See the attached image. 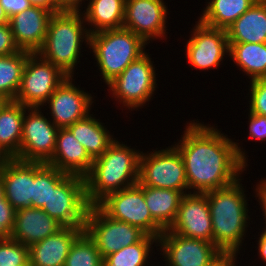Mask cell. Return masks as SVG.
Segmentation results:
<instances>
[{"label": "cell", "mask_w": 266, "mask_h": 266, "mask_svg": "<svg viewBox=\"0 0 266 266\" xmlns=\"http://www.w3.org/2000/svg\"><path fill=\"white\" fill-rule=\"evenodd\" d=\"M97 206L110 218L136 226L147 235L159 238L164 232L153 220L144 200V186L139 182L108 194Z\"/></svg>", "instance_id": "9c48e42d"}, {"label": "cell", "mask_w": 266, "mask_h": 266, "mask_svg": "<svg viewBox=\"0 0 266 266\" xmlns=\"http://www.w3.org/2000/svg\"><path fill=\"white\" fill-rule=\"evenodd\" d=\"M83 232L84 228L62 227L30 245L29 266H64L72 244Z\"/></svg>", "instance_id": "ffe728a7"}, {"label": "cell", "mask_w": 266, "mask_h": 266, "mask_svg": "<svg viewBox=\"0 0 266 266\" xmlns=\"http://www.w3.org/2000/svg\"><path fill=\"white\" fill-rule=\"evenodd\" d=\"M167 8L163 0H126L123 28L132 31L147 44L152 39L165 38Z\"/></svg>", "instance_id": "9a60e30c"}, {"label": "cell", "mask_w": 266, "mask_h": 266, "mask_svg": "<svg viewBox=\"0 0 266 266\" xmlns=\"http://www.w3.org/2000/svg\"><path fill=\"white\" fill-rule=\"evenodd\" d=\"M237 257L225 254L214 266H236Z\"/></svg>", "instance_id": "ee69618b"}, {"label": "cell", "mask_w": 266, "mask_h": 266, "mask_svg": "<svg viewBox=\"0 0 266 266\" xmlns=\"http://www.w3.org/2000/svg\"><path fill=\"white\" fill-rule=\"evenodd\" d=\"M257 241L259 256L266 263V232H261L260 237Z\"/></svg>", "instance_id": "7bdbcfd3"}, {"label": "cell", "mask_w": 266, "mask_h": 266, "mask_svg": "<svg viewBox=\"0 0 266 266\" xmlns=\"http://www.w3.org/2000/svg\"><path fill=\"white\" fill-rule=\"evenodd\" d=\"M0 266H29L28 246L13 239H0Z\"/></svg>", "instance_id": "836d02e7"}, {"label": "cell", "mask_w": 266, "mask_h": 266, "mask_svg": "<svg viewBox=\"0 0 266 266\" xmlns=\"http://www.w3.org/2000/svg\"><path fill=\"white\" fill-rule=\"evenodd\" d=\"M82 1L84 0H53V3L59 11H81Z\"/></svg>", "instance_id": "ab89813d"}, {"label": "cell", "mask_w": 266, "mask_h": 266, "mask_svg": "<svg viewBox=\"0 0 266 266\" xmlns=\"http://www.w3.org/2000/svg\"><path fill=\"white\" fill-rule=\"evenodd\" d=\"M46 164L85 177L92 168L93 159L68 128H59L53 156Z\"/></svg>", "instance_id": "44dd1931"}, {"label": "cell", "mask_w": 266, "mask_h": 266, "mask_svg": "<svg viewBox=\"0 0 266 266\" xmlns=\"http://www.w3.org/2000/svg\"><path fill=\"white\" fill-rule=\"evenodd\" d=\"M26 106L9 100L0 111V158H17Z\"/></svg>", "instance_id": "cb8c5ba5"}, {"label": "cell", "mask_w": 266, "mask_h": 266, "mask_svg": "<svg viewBox=\"0 0 266 266\" xmlns=\"http://www.w3.org/2000/svg\"><path fill=\"white\" fill-rule=\"evenodd\" d=\"M40 110L25 109L19 160L47 163L53 156L59 128Z\"/></svg>", "instance_id": "4fadbf2b"}, {"label": "cell", "mask_w": 266, "mask_h": 266, "mask_svg": "<svg viewBox=\"0 0 266 266\" xmlns=\"http://www.w3.org/2000/svg\"><path fill=\"white\" fill-rule=\"evenodd\" d=\"M9 23V17L4 11V8L0 5V25H5Z\"/></svg>", "instance_id": "f6af8a7d"}, {"label": "cell", "mask_w": 266, "mask_h": 266, "mask_svg": "<svg viewBox=\"0 0 266 266\" xmlns=\"http://www.w3.org/2000/svg\"><path fill=\"white\" fill-rule=\"evenodd\" d=\"M84 231L95 242L103 258L147 235L136 226L110 218L97 205L89 207Z\"/></svg>", "instance_id": "8fae6325"}, {"label": "cell", "mask_w": 266, "mask_h": 266, "mask_svg": "<svg viewBox=\"0 0 266 266\" xmlns=\"http://www.w3.org/2000/svg\"><path fill=\"white\" fill-rule=\"evenodd\" d=\"M115 139L108 149L93 160L85 176L88 204L97 205L108 194L131 187L139 181L141 151Z\"/></svg>", "instance_id": "3957f363"}, {"label": "cell", "mask_w": 266, "mask_h": 266, "mask_svg": "<svg viewBox=\"0 0 266 266\" xmlns=\"http://www.w3.org/2000/svg\"><path fill=\"white\" fill-rule=\"evenodd\" d=\"M147 52L132 61L107 87L116 101L126 108L138 109L149 102L156 91V71Z\"/></svg>", "instance_id": "8992f818"}, {"label": "cell", "mask_w": 266, "mask_h": 266, "mask_svg": "<svg viewBox=\"0 0 266 266\" xmlns=\"http://www.w3.org/2000/svg\"><path fill=\"white\" fill-rule=\"evenodd\" d=\"M165 266H214L225 254L212 242L164 230L158 238Z\"/></svg>", "instance_id": "7c38bea8"}, {"label": "cell", "mask_w": 266, "mask_h": 266, "mask_svg": "<svg viewBox=\"0 0 266 266\" xmlns=\"http://www.w3.org/2000/svg\"><path fill=\"white\" fill-rule=\"evenodd\" d=\"M230 58L251 78H266V43H229Z\"/></svg>", "instance_id": "83f0119b"}, {"label": "cell", "mask_w": 266, "mask_h": 266, "mask_svg": "<svg viewBox=\"0 0 266 266\" xmlns=\"http://www.w3.org/2000/svg\"><path fill=\"white\" fill-rule=\"evenodd\" d=\"M250 82L249 112L266 116V78Z\"/></svg>", "instance_id": "e575fe53"}, {"label": "cell", "mask_w": 266, "mask_h": 266, "mask_svg": "<svg viewBox=\"0 0 266 266\" xmlns=\"http://www.w3.org/2000/svg\"><path fill=\"white\" fill-rule=\"evenodd\" d=\"M186 44L190 66L199 70L215 69L229 55V42L225 29L205 25L198 20Z\"/></svg>", "instance_id": "5bb4252c"}, {"label": "cell", "mask_w": 266, "mask_h": 266, "mask_svg": "<svg viewBox=\"0 0 266 266\" xmlns=\"http://www.w3.org/2000/svg\"><path fill=\"white\" fill-rule=\"evenodd\" d=\"M153 152L141 153L138 182L142 186L190 193L184 161L178 149L171 145Z\"/></svg>", "instance_id": "52a82bcc"}, {"label": "cell", "mask_w": 266, "mask_h": 266, "mask_svg": "<svg viewBox=\"0 0 266 266\" xmlns=\"http://www.w3.org/2000/svg\"><path fill=\"white\" fill-rule=\"evenodd\" d=\"M62 227L41 208L27 207L16 211L11 239L29 247L56 233Z\"/></svg>", "instance_id": "7402d4cb"}, {"label": "cell", "mask_w": 266, "mask_h": 266, "mask_svg": "<svg viewBox=\"0 0 266 266\" xmlns=\"http://www.w3.org/2000/svg\"><path fill=\"white\" fill-rule=\"evenodd\" d=\"M68 173L46 163L33 162L32 208H42L48 203L51 189H54Z\"/></svg>", "instance_id": "4dcf8cb0"}, {"label": "cell", "mask_w": 266, "mask_h": 266, "mask_svg": "<svg viewBox=\"0 0 266 266\" xmlns=\"http://www.w3.org/2000/svg\"><path fill=\"white\" fill-rule=\"evenodd\" d=\"M16 210L5 197L0 199V239H11Z\"/></svg>", "instance_id": "d590c367"}, {"label": "cell", "mask_w": 266, "mask_h": 266, "mask_svg": "<svg viewBox=\"0 0 266 266\" xmlns=\"http://www.w3.org/2000/svg\"><path fill=\"white\" fill-rule=\"evenodd\" d=\"M145 45L141 37L125 28L98 31L90 34L89 40V48L106 85L145 53Z\"/></svg>", "instance_id": "5b68a950"}, {"label": "cell", "mask_w": 266, "mask_h": 266, "mask_svg": "<svg viewBox=\"0 0 266 266\" xmlns=\"http://www.w3.org/2000/svg\"><path fill=\"white\" fill-rule=\"evenodd\" d=\"M67 77L68 75L60 68L45 60L37 52L29 53L14 101L26 107L42 108Z\"/></svg>", "instance_id": "30bf717a"}, {"label": "cell", "mask_w": 266, "mask_h": 266, "mask_svg": "<svg viewBox=\"0 0 266 266\" xmlns=\"http://www.w3.org/2000/svg\"><path fill=\"white\" fill-rule=\"evenodd\" d=\"M174 145L180 152L190 193H205L234 183L247 165L245 150L216 127L192 122ZM241 172V173H240Z\"/></svg>", "instance_id": "6da1fadb"}, {"label": "cell", "mask_w": 266, "mask_h": 266, "mask_svg": "<svg viewBox=\"0 0 266 266\" xmlns=\"http://www.w3.org/2000/svg\"><path fill=\"white\" fill-rule=\"evenodd\" d=\"M81 14V11L55 12L49 21L43 45L37 51L45 60L72 77L75 66L80 62L79 56L82 55L81 43L85 40L84 43L89 45L90 40V33Z\"/></svg>", "instance_id": "277c9868"}, {"label": "cell", "mask_w": 266, "mask_h": 266, "mask_svg": "<svg viewBox=\"0 0 266 266\" xmlns=\"http://www.w3.org/2000/svg\"><path fill=\"white\" fill-rule=\"evenodd\" d=\"M98 120L93 114H88L68 127L93 160L101 156L116 139Z\"/></svg>", "instance_id": "484cf974"}, {"label": "cell", "mask_w": 266, "mask_h": 266, "mask_svg": "<svg viewBox=\"0 0 266 266\" xmlns=\"http://www.w3.org/2000/svg\"><path fill=\"white\" fill-rule=\"evenodd\" d=\"M234 183L205 192L210 208L213 243L227 255L237 256L248 226L247 195L240 184Z\"/></svg>", "instance_id": "7a4b0ae2"}, {"label": "cell", "mask_w": 266, "mask_h": 266, "mask_svg": "<svg viewBox=\"0 0 266 266\" xmlns=\"http://www.w3.org/2000/svg\"><path fill=\"white\" fill-rule=\"evenodd\" d=\"M74 77L68 76L54 93L47 104L52 116L51 120L58 128H68L76 121L90 114L94 101L93 96L72 83Z\"/></svg>", "instance_id": "e0dca14e"}, {"label": "cell", "mask_w": 266, "mask_h": 266, "mask_svg": "<svg viewBox=\"0 0 266 266\" xmlns=\"http://www.w3.org/2000/svg\"><path fill=\"white\" fill-rule=\"evenodd\" d=\"M9 24L0 25V56H7L19 52Z\"/></svg>", "instance_id": "8d00e7d4"}, {"label": "cell", "mask_w": 266, "mask_h": 266, "mask_svg": "<svg viewBox=\"0 0 266 266\" xmlns=\"http://www.w3.org/2000/svg\"><path fill=\"white\" fill-rule=\"evenodd\" d=\"M90 205L86 199L85 177L68 174L41 208L63 227L85 228Z\"/></svg>", "instance_id": "ba28073f"}, {"label": "cell", "mask_w": 266, "mask_h": 266, "mask_svg": "<svg viewBox=\"0 0 266 266\" xmlns=\"http://www.w3.org/2000/svg\"><path fill=\"white\" fill-rule=\"evenodd\" d=\"M32 6H40L50 9L52 12H59V10L54 6L53 0H29Z\"/></svg>", "instance_id": "b9f144b4"}, {"label": "cell", "mask_w": 266, "mask_h": 266, "mask_svg": "<svg viewBox=\"0 0 266 266\" xmlns=\"http://www.w3.org/2000/svg\"><path fill=\"white\" fill-rule=\"evenodd\" d=\"M169 230L187 238L213 243V228L206 194H185L180 202L176 220Z\"/></svg>", "instance_id": "2e32d148"}, {"label": "cell", "mask_w": 266, "mask_h": 266, "mask_svg": "<svg viewBox=\"0 0 266 266\" xmlns=\"http://www.w3.org/2000/svg\"><path fill=\"white\" fill-rule=\"evenodd\" d=\"M29 53L20 50L11 55L0 56V94L9 100H15L19 91Z\"/></svg>", "instance_id": "f546056e"}, {"label": "cell", "mask_w": 266, "mask_h": 266, "mask_svg": "<svg viewBox=\"0 0 266 266\" xmlns=\"http://www.w3.org/2000/svg\"><path fill=\"white\" fill-rule=\"evenodd\" d=\"M64 266H103L102 255L85 231L72 244Z\"/></svg>", "instance_id": "d6a6232c"}, {"label": "cell", "mask_w": 266, "mask_h": 266, "mask_svg": "<svg viewBox=\"0 0 266 266\" xmlns=\"http://www.w3.org/2000/svg\"><path fill=\"white\" fill-rule=\"evenodd\" d=\"M4 197V186L2 182V159L0 158V199Z\"/></svg>", "instance_id": "bcb514c9"}, {"label": "cell", "mask_w": 266, "mask_h": 266, "mask_svg": "<svg viewBox=\"0 0 266 266\" xmlns=\"http://www.w3.org/2000/svg\"><path fill=\"white\" fill-rule=\"evenodd\" d=\"M256 197H258L259 203L261 204V209L263 210V216L265 219L266 224V179H262L260 181V184L258 183L255 188ZM263 232H266V226L265 229L262 230Z\"/></svg>", "instance_id": "60d3db41"}, {"label": "cell", "mask_w": 266, "mask_h": 266, "mask_svg": "<svg viewBox=\"0 0 266 266\" xmlns=\"http://www.w3.org/2000/svg\"><path fill=\"white\" fill-rule=\"evenodd\" d=\"M0 5L4 8L9 18L32 6L29 0H0Z\"/></svg>", "instance_id": "f35d334b"}, {"label": "cell", "mask_w": 266, "mask_h": 266, "mask_svg": "<svg viewBox=\"0 0 266 266\" xmlns=\"http://www.w3.org/2000/svg\"><path fill=\"white\" fill-rule=\"evenodd\" d=\"M184 195L178 190L144 186L145 203L153 220L163 230H168L175 222Z\"/></svg>", "instance_id": "d4e9b609"}, {"label": "cell", "mask_w": 266, "mask_h": 266, "mask_svg": "<svg viewBox=\"0 0 266 266\" xmlns=\"http://www.w3.org/2000/svg\"><path fill=\"white\" fill-rule=\"evenodd\" d=\"M249 136L251 139L266 140V116L249 112Z\"/></svg>", "instance_id": "74e56055"}, {"label": "cell", "mask_w": 266, "mask_h": 266, "mask_svg": "<svg viewBox=\"0 0 266 266\" xmlns=\"http://www.w3.org/2000/svg\"><path fill=\"white\" fill-rule=\"evenodd\" d=\"M53 14L50 9L31 6L9 18L8 24L19 50L36 53L42 47Z\"/></svg>", "instance_id": "ac0fdd59"}, {"label": "cell", "mask_w": 266, "mask_h": 266, "mask_svg": "<svg viewBox=\"0 0 266 266\" xmlns=\"http://www.w3.org/2000/svg\"><path fill=\"white\" fill-rule=\"evenodd\" d=\"M4 197L17 211L32 207L33 162L17 158L2 159Z\"/></svg>", "instance_id": "d6986e66"}, {"label": "cell", "mask_w": 266, "mask_h": 266, "mask_svg": "<svg viewBox=\"0 0 266 266\" xmlns=\"http://www.w3.org/2000/svg\"><path fill=\"white\" fill-rule=\"evenodd\" d=\"M125 1L89 0L86 10L81 11L86 24L90 27L88 29L89 33L123 28Z\"/></svg>", "instance_id": "4316f807"}, {"label": "cell", "mask_w": 266, "mask_h": 266, "mask_svg": "<svg viewBox=\"0 0 266 266\" xmlns=\"http://www.w3.org/2000/svg\"><path fill=\"white\" fill-rule=\"evenodd\" d=\"M257 0H211L207 2L200 21L214 28L227 30Z\"/></svg>", "instance_id": "f1b7e54d"}, {"label": "cell", "mask_w": 266, "mask_h": 266, "mask_svg": "<svg viewBox=\"0 0 266 266\" xmlns=\"http://www.w3.org/2000/svg\"><path fill=\"white\" fill-rule=\"evenodd\" d=\"M8 101L9 99H7L4 95L0 94V111L6 105Z\"/></svg>", "instance_id": "7dc6e473"}, {"label": "cell", "mask_w": 266, "mask_h": 266, "mask_svg": "<svg viewBox=\"0 0 266 266\" xmlns=\"http://www.w3.org/2000/svg\"><path fill=\"white\" fill-rule=\"evenodd\" d=\"M154 242L157 243L155 246H158L157 237L146 235L141 241L104 257L103 266H146V263L148 266Z\"/></svg>", "instance_id": "1f68e13d"}, {"label": "cell", "mask_w": 266, "mask_h": 266, "mask_svg": "<svg viewBox=\"0 0 266 266\" xmlns=\"http://www.w3.org/2000/svg\"><path fill=\"white\" fill-rule=\"evenodd\" d=\"M226 31L229 43H266V0H257Z\"/></svg>", "instance_id": "603a6c76"}]
</instances>
